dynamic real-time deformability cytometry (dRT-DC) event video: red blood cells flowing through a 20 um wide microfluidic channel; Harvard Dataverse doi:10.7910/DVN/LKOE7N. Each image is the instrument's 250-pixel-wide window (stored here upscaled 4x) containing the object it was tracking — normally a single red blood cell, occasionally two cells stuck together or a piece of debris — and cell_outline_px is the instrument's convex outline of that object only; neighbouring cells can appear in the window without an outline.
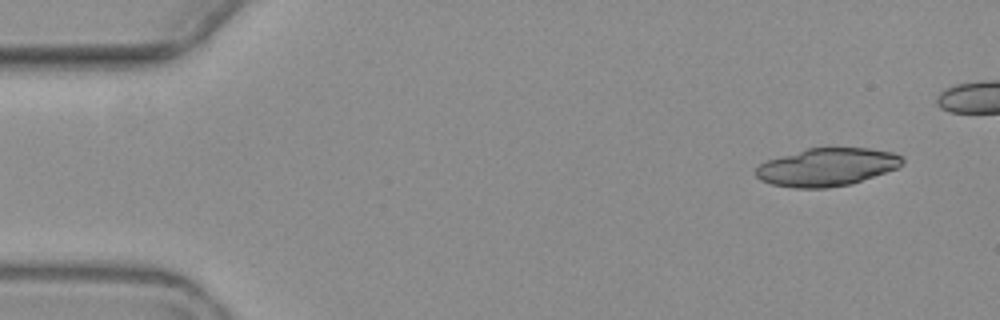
{"species": "common noctule bat (a hibernating species)", "species_latin": "Nyctalus noctula", "temperature_condition": "warm", "stored_images_in_passage": 6, "camera_frame_rate_fps": 3000, "um_per_image_px": 0.085, "animal": {"sex": "female", "body_mass_g": 19.3, "forearm_length_mm": 54.1}, "frame": {"image": 1, "passage_image": 1, "time_ms": 0.0, "image_size_px": [1000, 320], "cell_outline_px": [[904, 164], [900, 168], [848, 184], [828, 188], [796, 188], [772, 184], [760, 180], [756, 176], [756, 168], [760, 164], [768, 160], [808, 148], [868, 148], [892, 152], [900, 156], [904, 160]], "centroid_in_image_um": [70.31, 14.2], "position_along_channel_um": 14.7, "area_um2": 32.14}}